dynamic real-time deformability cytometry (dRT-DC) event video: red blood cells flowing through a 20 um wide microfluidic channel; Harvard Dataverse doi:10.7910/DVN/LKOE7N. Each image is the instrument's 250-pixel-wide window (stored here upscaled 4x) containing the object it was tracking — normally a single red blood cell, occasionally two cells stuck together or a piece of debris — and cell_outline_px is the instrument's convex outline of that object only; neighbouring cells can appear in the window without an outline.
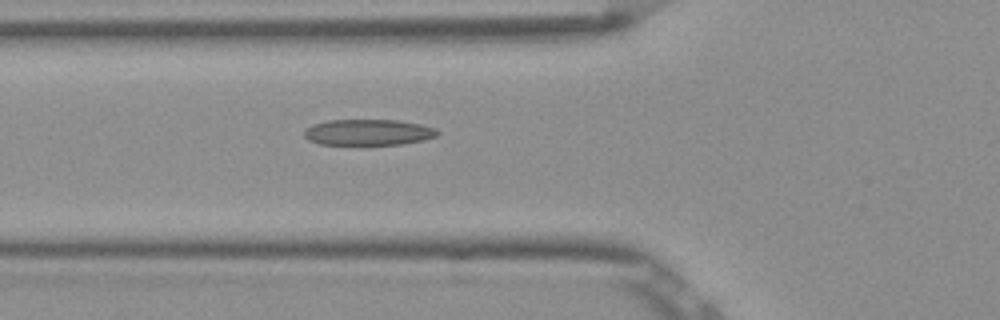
{"species": "Egyptian fruit bat (a non-hibernating species)", "species_latin": "Rousettus aegyptiacus", "temperature_condition": "room temperature", "stored_images_in_passage": 52, "camera_frame_rate_fps": 3000, "um_per_image_px": 0.085, "frame": {"image": 1, "passage_image": 19, "time_ms": 6.0, "image_size_px": [1000, 320], "cell_outline_px": [[440, 132], [436, 136], [424, 140], [400, 144], [320, 144], [308, 140], [304, 136], [304, 132], [312, 124], [328, 120], [396, 120], [420, 124], [436, 128]], "centroid_in_image_um": [31.31, 11.24], "position_along_channel_um": 94.5, "area_um2": 20.06}}
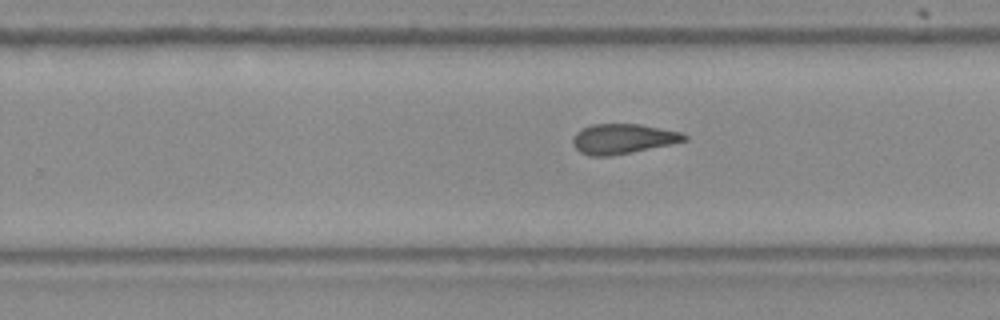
{"frame": {"image": 2, "passage_image": 33, "time_ms": 10.667, "image_size_px": [1000, 320], "cell_outline_px": [[688, 140], [672, 144], [632, 152], [608, 156], [588, 156], [580, 152], [572, 144], [572, 140], [576, 132], [580, 128], [592, 124], [640, 124], [680, 132], [688, 136]], "centroid_in_image_um": [52.92, 11.8], "position_along_channel_um": 276.9, "area_um2": 19.54}}
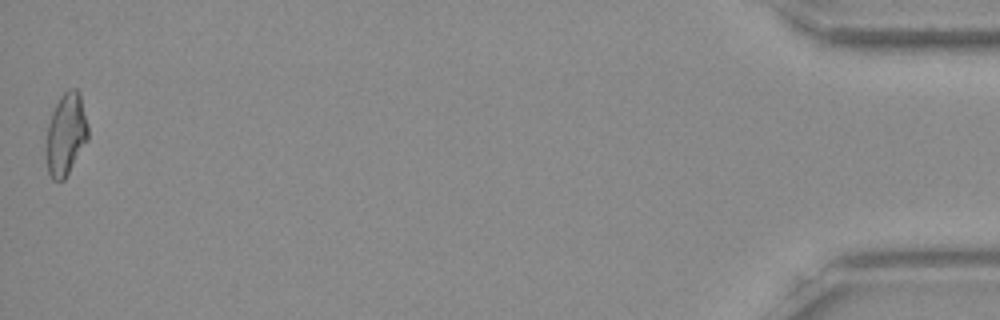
{"frame": {"image": 3, "passage_image": 52, "time_ms": 17.0, "image_size_px": [1000, 320], "cell_outline_px": [[88, 140], [64, 180], [52, 180], [48, 172], [44, 148], [48, 124], [52, 112], [60, 96], [68, 88], [76, 88], [80, 92], [88, 124]], "centroid_in_image_um": [5.59, 11.41], "position_along_channel_um": 429.6, "area_um2": 20.46}, "authors_computed_cell_mechanics": {"area_um2": 20.2589, "velocity_mm_per_s": 3.8904, "shape_relaxation_time_tau1_ms": null, "shape_relaxation_time_tau2_ms": 2.5918, "deformation_change_tau1": null, "deformation_change_tau2": 0.1205}}